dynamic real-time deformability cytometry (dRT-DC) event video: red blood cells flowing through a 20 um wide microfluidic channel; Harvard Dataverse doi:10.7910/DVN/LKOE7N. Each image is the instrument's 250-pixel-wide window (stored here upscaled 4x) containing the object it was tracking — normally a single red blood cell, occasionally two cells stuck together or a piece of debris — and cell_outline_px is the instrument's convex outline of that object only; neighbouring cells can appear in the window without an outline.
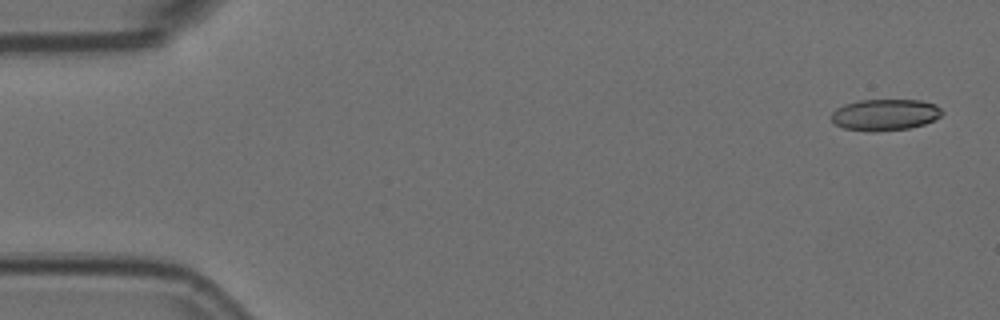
{"species": "Egyptian fruit bat (a non-hibernating species)", "species_latin": "Rousettus aegyptiacus", "temperature_condition": "room temperature", "stored_images_in_passage": 5, "camera_frame_rate_fps": 3000, "um_per_image_px": 0.085, "animal": {"sex": "female"}, "frame": {"image": 1, "passage_image": 1, "time_ms": 0.0, "image_size_px": [1000, 320], "cell_outline_px": [[944, 112], [940, 116], [924, 124], [908, 128], [876, 132], [872, 132], [844, 128], [836, 124], [832, 120], [832, 112], [836, 108], [844, 104], [856, 100], [920, 100], [936, 104]], "centroid_in_image_um": [75.22, 9.74], "position_along_channel_um": 9.8, "area_um2": 20.29}}
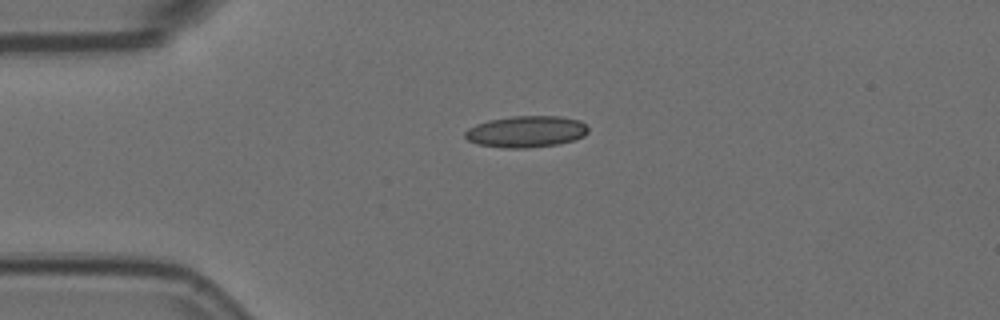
{"frame": {"image": 2, "passage_image": 4, "time_ms": 1.0, "image_size_px": [1000, 320], "cell_outline_px": [[588, 132], [584, 136], [572, 140], [556, 144], [528, 148], [504, 148], [476, 144], [468, 140], [464, 136], [464, 132], [468, 128], [476, 124], [488, 120], [512, 116], [560, 116], [580, 120], [588, 128]], "centroid_in_image_um": [44.7, 11.18], "position_along_channel_um": 40.3, "area_um2": 22.66}}